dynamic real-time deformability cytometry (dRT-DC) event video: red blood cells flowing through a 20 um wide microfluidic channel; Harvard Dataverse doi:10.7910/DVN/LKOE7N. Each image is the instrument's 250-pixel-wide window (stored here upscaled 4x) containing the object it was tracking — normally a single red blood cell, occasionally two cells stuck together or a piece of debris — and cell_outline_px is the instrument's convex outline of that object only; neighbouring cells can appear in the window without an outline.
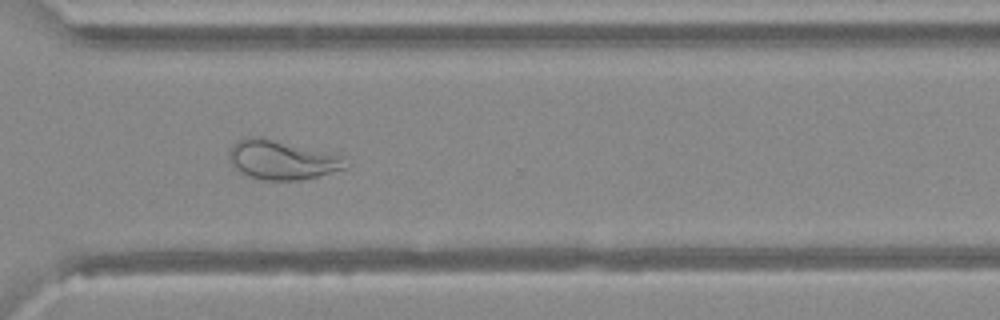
{"species": "Egyptian fruit bat (a non-hibernating species)", "species_latin": "Rousettus aegyptiacus", "temperature_condition": "warm", "stored_images_in_passage": 48, "camera_frame_rate_fps": 3000, "um_per_image_px": 0.085, "animal": {"sex": "female"}, "frame": {"image": 1, "passage_image": 36, "time_ms": 11.667, "image_size_px": [1000, 320], "cell_outline_px": [[348, 168], [300, 180], [264, 180], [248, 176], [236, 168], [228, 156], [228, 148], [236, 140], [248, 136], [260, 136], [344, 156]], "centroid_in_image_um": [23.93, 13.57], "position_along_channel_um": 346.7, "area_um2": 26.65}}
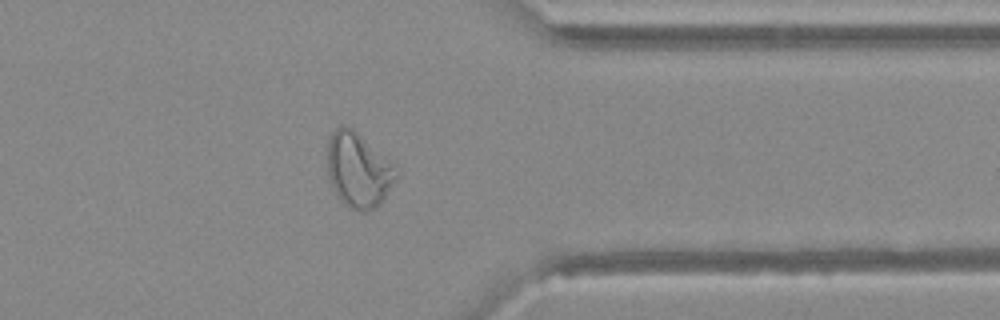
{"frame": {"image": 2, "passage_image": 39, "time_ms": 12.667, "image_size_px": [1000, 320], "cell_outline_px": [[400, 172], [380, 204], [376, 208], [368, 212], [364, 212], [348, 208], [336, 196], [328, 176], [328, 140], [332, 132], [340, 124], [344, 124], [352, 128], [396, 164]], "centroid_in_image_um": [30.48, 14.46], "position_along_channel_um": 380.9, "area_um2": 30.46}}
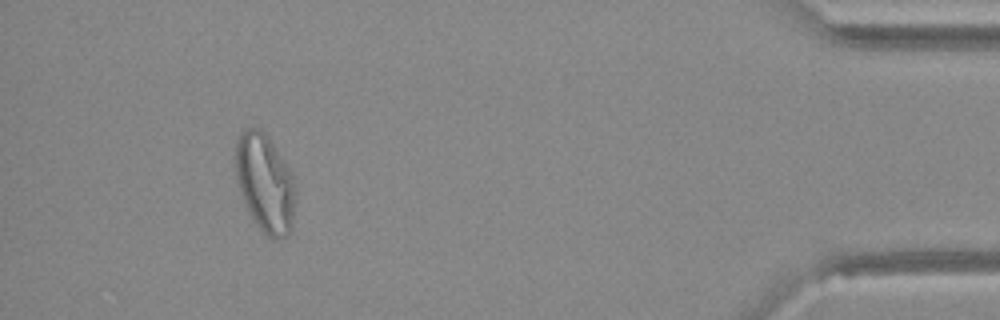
{"frame": {"image": 3, "passage_image": 45, "time_ms": 14.667, "image_size_px": [1000, 320], "cell_outline_px": [[296, 188], [292, 228], [288, 236], [280, 240], [276, 240], [268, 236], [252, 220], [244, 200], [236, 176], [236, 140], [240, 132], [244, 128], [260, 128], [264, 132], [280, 156], [292, 176]], "centroid_in_image_um": [22.53, 15.6], "position_along_channel_um": 412.7, "area_um2": 33.99}}